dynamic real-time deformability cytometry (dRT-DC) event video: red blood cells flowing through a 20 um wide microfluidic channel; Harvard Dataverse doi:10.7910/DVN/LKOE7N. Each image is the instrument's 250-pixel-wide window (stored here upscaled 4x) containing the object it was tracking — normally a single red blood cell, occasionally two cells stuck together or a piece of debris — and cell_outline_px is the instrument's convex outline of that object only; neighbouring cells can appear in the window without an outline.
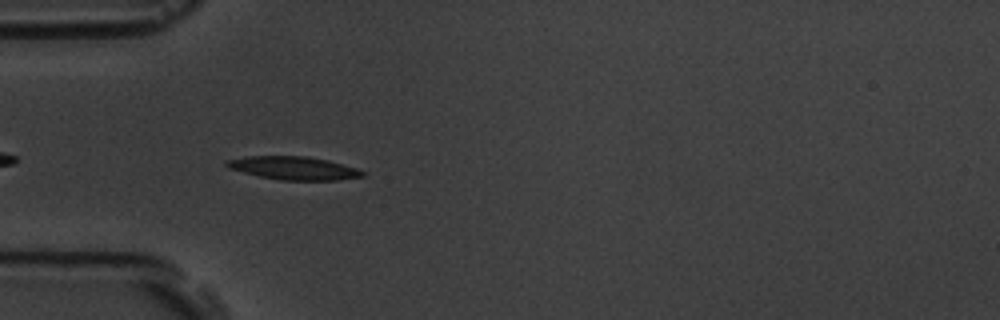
{"species": "common noctule bat (a hibernating species)", "species_latin": "Nyctalus noctula", "temperature_condition": "room temperature", "stored_images_in_passage": 5, "camera_frame_rate_fps": 3000, "um_per_image_px": 0.085, "animal": {"sex": "male", "body_mass_g": 19.5, "forearm_length_mm": 54.6}, "frame": {"image": 1, "passage_image": 4, "time_ms": 3.667, "image_size_px": [1000, 320], "cell_outline_px": [[364, 176], [336, 180], [280, 180], [260, 176], [228, 168], [224, 164], [224, 160], [248, 156], [308, 156], [328, 160], [356, 168], [364, 172]], "centroid_in_image_um": [24.93, 14.28], "position_along_channel_um": 60.1, "area_um2": 18.26}}
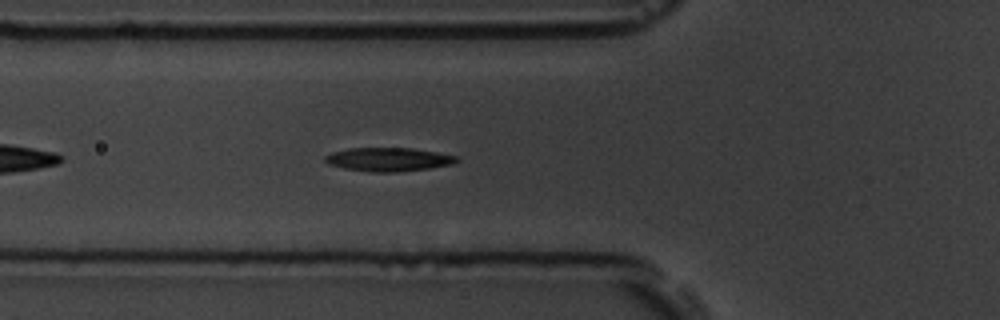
{"frame": {"image": 2, "passage_image": 5, "time_ms": 4.667, "image_size_px": [1000, 320], "cell_outline_px": [[460, 160], [456, 164], [428, 168], [396, 172], [372, 172], [344, 168], [328, 164], [324, 160], [324, 156], [332, 152], [348, 148], [412, 148], [436, 152], [456, 156]], "centroid_in_image_um": [33.02, 13.55], "position_along_channel_um": 92.8, "area_um2": 18.15}}